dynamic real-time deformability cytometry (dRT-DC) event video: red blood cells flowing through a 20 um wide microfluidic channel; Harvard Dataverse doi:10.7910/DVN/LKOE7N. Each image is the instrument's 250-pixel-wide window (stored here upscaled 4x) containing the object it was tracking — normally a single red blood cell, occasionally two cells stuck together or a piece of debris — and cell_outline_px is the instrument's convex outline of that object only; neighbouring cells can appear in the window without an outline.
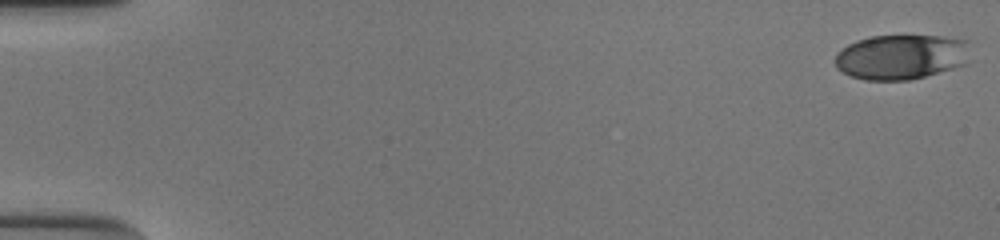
{"species": "human", "species_latin": "Homo sapiens", "temperature_condition": "cold", "stored_images_in_passage": 53, "camera_frame_rate_fps": 3000, "um_per_image_px": 0.085, "donor": {"sex": "male"}, "frame": {"image": 1, "passage_image": 1, "time_ms": 0.0, "image_size_px": [1000, 240], "cell_outline_px": [[968, 40], [964, 64], [952, 68], [924, 76], [908, 80], [864, 80], [852, 76], [836, 68], [836, 52], [848, 44], [856, 40], [872, 36], [940, 36]], "centroid_in_image_um": [76.53, 4.83], "position_along_channel_um": 8.5, "area_um2": 34.97}}
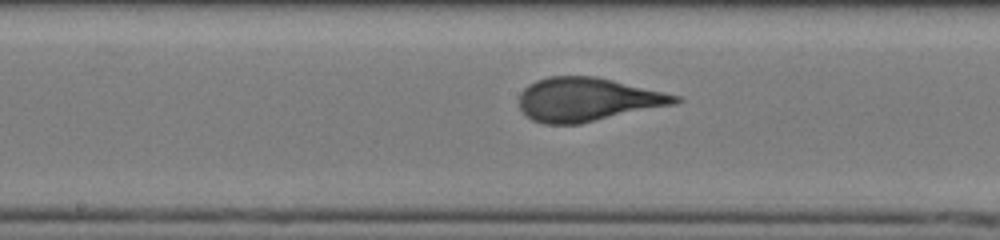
{"frame": {"image": 2, "passage_image": 29, "time_ms": 9.333, "image_size_px": [1000, 240], "cell_outline_px": [[684, 100], [676, 104], [580, 124], [544, 124], [532, 120], [520, 108], [520, 92], [528, 84], [536, 80], [548, 76], [596, 76], [664, 92], [680, 96]], "centroid_in_image_um": [49.94, 8.46], "position_along_channel_um": 198.3, "area_um2": 39.77}}
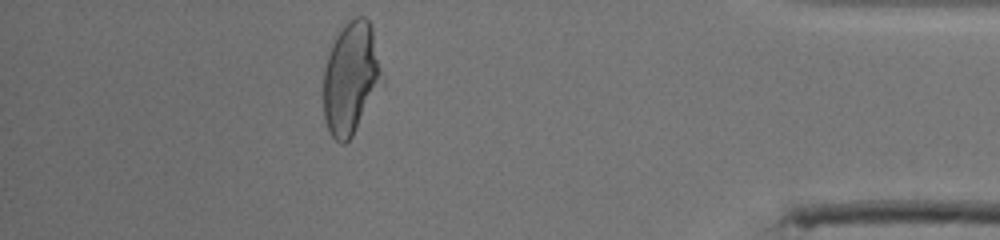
{"frame": {"image": 3, "passage_image": 48, "time_ms": 15.667, "image_size_px": [1000, 240], "cell_outline_px": [[384, 84], [352, 136], [344, 144], [340, 144], [328, 132], [324, 120], [324, 72], [328, 56], [332, 44], [340, 28], [352, 16], [364, 16], [368, 20], [372, 28], [384, 80]], "centroid_in_image_um": [29.84, 6.65], "position_along_channel_um": 405.4, "area_um2": 38.73}, "authors_computed_cell_mechanics": {"area_um2": 38.6104, "velocity_mm_per_s": 3.8855, "shape_relaxation_time_tau1_ms": 4.1609, "shape_relaxation_time_tau2_ms": null, "deformation_change_tau1": 0.199, "deformation_change_tau2": null}}